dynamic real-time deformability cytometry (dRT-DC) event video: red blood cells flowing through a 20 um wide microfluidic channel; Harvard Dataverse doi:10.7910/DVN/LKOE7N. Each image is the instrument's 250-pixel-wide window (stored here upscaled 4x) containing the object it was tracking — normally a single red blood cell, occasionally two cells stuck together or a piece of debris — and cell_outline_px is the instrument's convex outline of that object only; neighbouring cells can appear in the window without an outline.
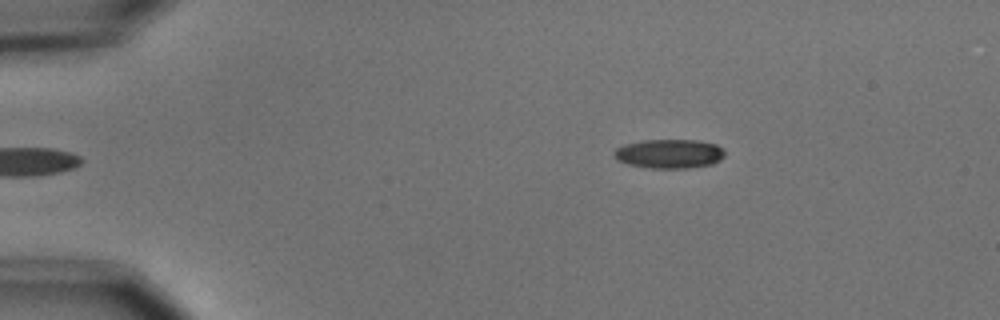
{"species": "common noctule bat (a hibernating species)", "species_latin": "Nyctalus noctula", "temperature_condition": "cold", "stored_images_in_passage": 5, "camera_frame_rate_fps": 3000, "um_per_image_px": 0.085, "animal": {"sex": "male", "body_mass_g": 15.6}, "frame": {"image": 1, "passage_image": 5, "time_ms": 5.667, "image_size_px": [1000, 320], "cell_outline_px": [[724, 156], [720, 160], [712, 164], [688, 168], [648, 168], [628, 164], [620, 160], [612, 152], [616, 148], [624, 144], [644, 140], [696, 140], [716, 144], [724, 152]], "centroid_in_image_um": [56.89, 13.07], "position_along_channel_um": 28.1, "area_um2": 18.67}}